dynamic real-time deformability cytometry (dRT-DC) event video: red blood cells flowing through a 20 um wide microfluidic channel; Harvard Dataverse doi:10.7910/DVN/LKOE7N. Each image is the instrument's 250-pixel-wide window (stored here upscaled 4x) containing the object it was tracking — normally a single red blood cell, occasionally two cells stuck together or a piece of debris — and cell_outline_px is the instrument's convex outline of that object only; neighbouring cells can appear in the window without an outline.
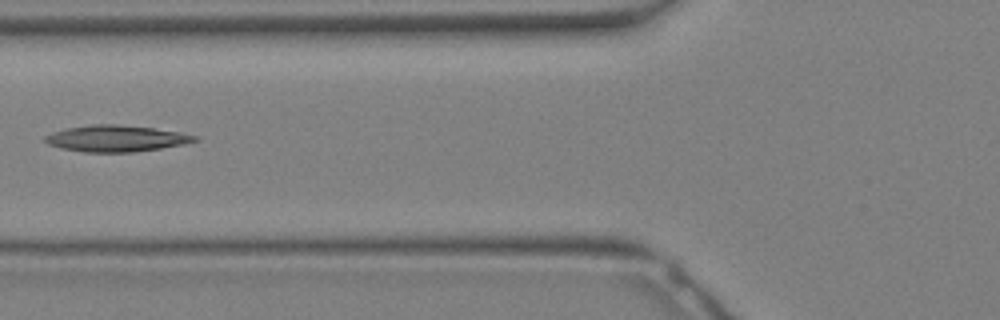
{"species": "Egyptian fruit bat (a non-hibernating species)", "species_latin": "Rousettus aegyptiacus", "temperature_condition": "warm", "stored_images_in_passage": 18, "camera_frame_rate_fps": 3000, "um_per_image_px": 0.085, "animal": {"sex": "female"}, "frame": {"image": 1, "passage_image": 13, "time_ms": 4.0, "image_size_px": [1000, 320], "cell_outline_px": [[200, 140], [184, 144], [160, 148], [132, 152], [84, 152], [60, 148], [48, 144], [44, 140], [44, 136], [52, 132], [68, 128], [92, 124], [116, 124], [152, 128], [180, 132], [200, 136]], "centroid_in_image_um": [9.88, 11.77], "position_along_channel_um": 115.9, "area_um2": 23.0}}
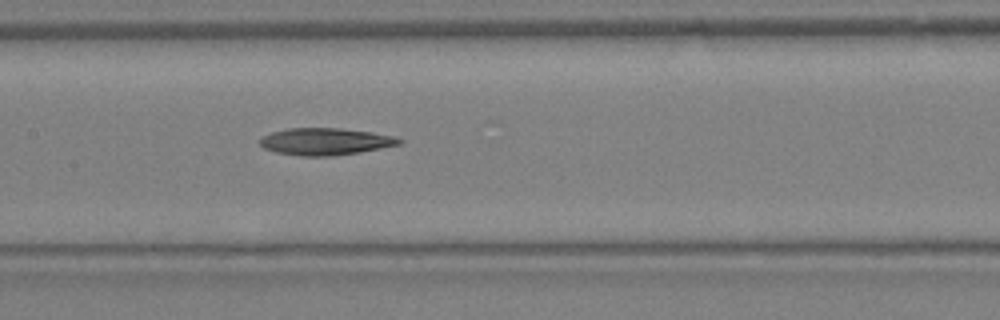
{"frame": {"image": 2, "passage_image": 16, "time_ms": 5.0, "image_size_px": [1000, 320], "cell_outline_px": [[404, 140], [400, 144], [360, 152], [332, 156], [304, 156], [276, 152], [264, 148], [260, 144], [260, 140], [264, 136], [272, 132], [288, 128], [340, 128], [372, 132], [392, 136]], "centroid_in_image_um": [27.66, 12.03], "position_along_channel_um": 179.7, "area_um2": 21.73}}
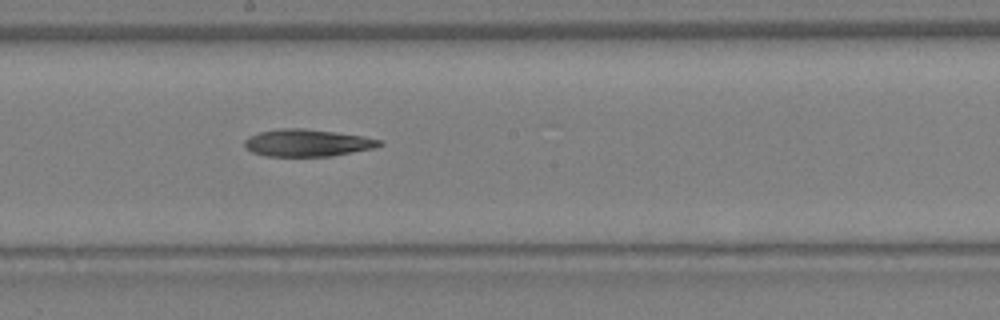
{"frame": {"image": 3, "passage_image": 18, "time_ms": 5.667, "image_size_px": [1000, 320], "cell_outline_px": [[384, 144], [376, 148], [332, 156], [264, 156], [252, 152], [244, 148], [244, 140], [248, 136], [260, 132], [280, 128], [304, 128], [336, 132], [364, 136], [384, 140]], "centroid_in_image_um": [26.15, 12.14], "position_along_channel_um": 222.1, "area_um2": 21.73}}